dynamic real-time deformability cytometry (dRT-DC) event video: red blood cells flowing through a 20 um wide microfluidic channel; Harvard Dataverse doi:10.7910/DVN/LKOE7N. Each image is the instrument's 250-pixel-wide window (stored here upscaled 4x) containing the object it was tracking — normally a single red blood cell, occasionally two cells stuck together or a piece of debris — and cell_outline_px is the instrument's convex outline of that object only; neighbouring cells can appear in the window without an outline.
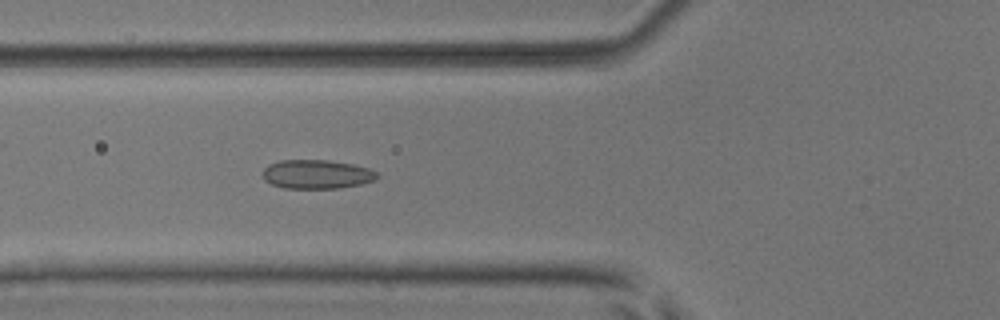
{"species": "common noctule bat (a hibernating species)", "species_latin": "Nyctalus noctula", "temperature_condition": "room temperature", "stored_images_in_passage": 52, "camera_frame_rate_fps": 3000, "um_per_image_px": 0.085, "animal": {"sex": "male", "body_mass_g": 17.9, "forearm_length_mm": 54.2}, "frame": {"image": 1, "passage_image": 19, "time_ms": 6.0, "image_size_px": [1000, 320], "cell_outline_px": [[376, 180], [360, 184], [336, 188], [284, 188], [272, 184], [264, 180], [260, 176], [260, 172], [268, 164], [280, 160], [328, 160], [352, 164], [368, 168], [376, 172]], "centroid_in_image_um": [26.84, 14.8], "position_along_channel_um": 99.0, "area_um2": 19.36}}
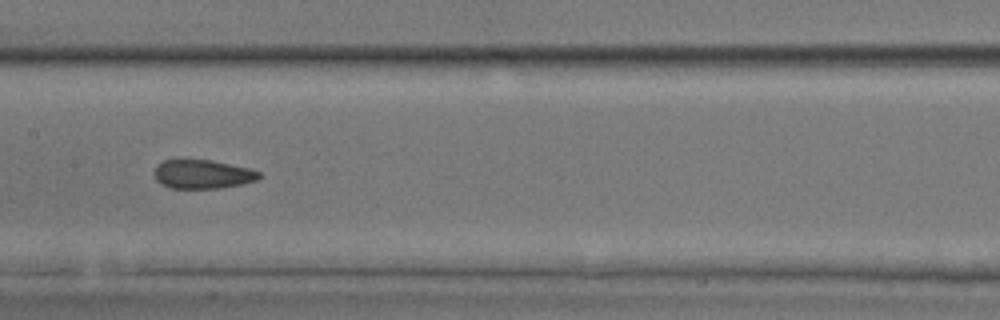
{"frame": {"image": 2, "passage_image": 26, "time_ms": 8.333, "image_size_px": [1000, 320], "cell_outline_px": [[264, 176], [256, 180], [240, 184], [220, 188], [172, 188], [160, 184], [156, 180], [152, 172], [156, 164], [164, 160], [212, 160], [248, 168], [260, 172]], "centroid_in_image_um": [17.18, 14.8], "position_along_channel_um": 190.2, "area_um2": 17.74}}
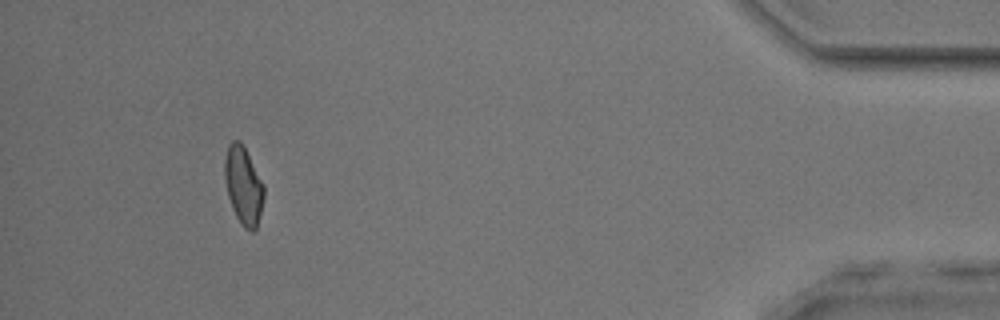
{"frame": {"image": 3, "passage_image": 48, "time_ms": 15.667, "image_size_px": [1000, 320], "cell_outline_px": [[264, 196], [256, 228], [252, 232], [244, 228], [240, 224], [232, 208], [228, 196], [224, 180], [224, 160], [228, 144], [232, 140], [240, 140], [244, 144], [264, 184]], "centroid_in_image_um": [20.67, 15.72], "position_along_channel_um": 414.5, "area_um2": 18.09}, "authors_computed_cell_mechanics": {"area_um2": 18.207, "velocity_mm_per_s": 3.9141, "shape_relaxation_time_tau1_ms": null, "shape_relaxation_time_tau2_ms": 1.7794, "deformation_change_tau1": null, "deformation_change_tau2": 0.0739}}